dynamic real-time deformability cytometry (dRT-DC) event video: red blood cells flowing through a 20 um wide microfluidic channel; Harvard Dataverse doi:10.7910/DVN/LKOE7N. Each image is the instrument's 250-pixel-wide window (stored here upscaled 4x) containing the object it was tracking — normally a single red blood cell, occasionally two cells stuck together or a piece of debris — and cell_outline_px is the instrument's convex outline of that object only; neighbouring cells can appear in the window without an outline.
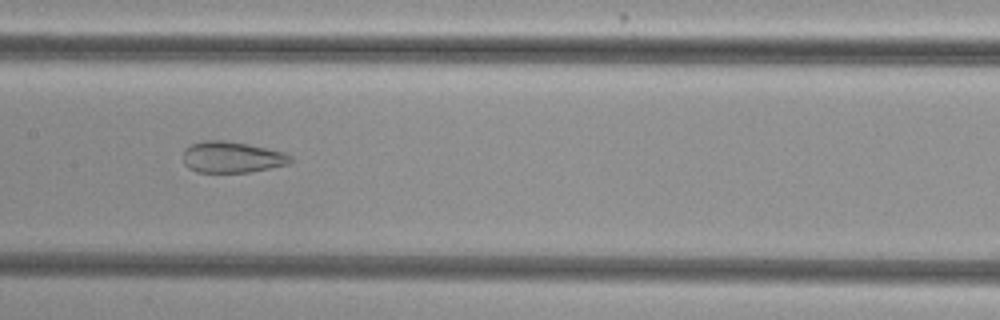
{"species": "common noctule bat (a hibernating species)", "species_latin": "Nyctalus noctula", "temperature_condition": "cold", "stored_images_in_passage": 55, "camera_frame_rate_fps": 3000, "um_per_image_px": 0.085, "animal": {"sex": "female", "body_mass_g": 29.2, "forearm_length_mm": 56.3}, "frame": {"image": 1, "passage_image": 28, "time_ms": 9.0, "image_size_px": [1000, 320], "cell_outline_px": [[292, 160], [288, 164], [248, 172], [196, 172], [188, 168], [184, 164], [184, 148], [192, 144], [204, 140], [224, 140], [248, 144], [268, 148], [284, 152], [292, 156]], "centroid_in_image_um": [19.7, 13.35], "position_along_channel_um": 187.7, "area_um2": 19.54}}
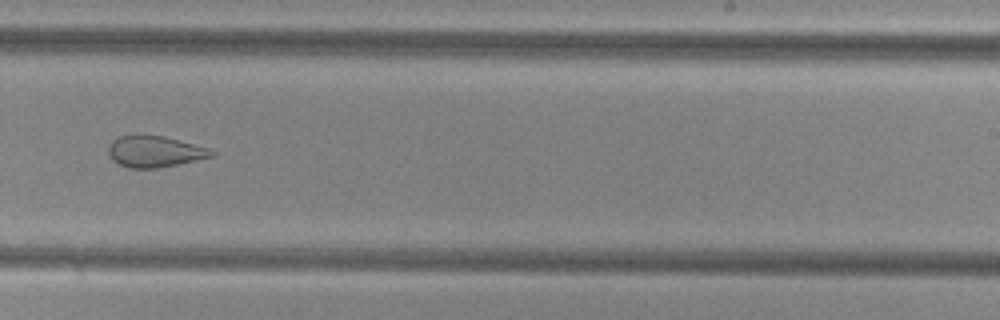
{"frame": {"image": 2, "passage_image": 35, "time_ms": 11.333, "image_size_px": [1000, 320], "cell_outline_px": [[216, 152], [212, 156], [196, 160], [156, 168], [128, 168], [112, 160], [108, 152], [108, 148], [112, 140], [120, 136], [136, 132], [164, 136], [208, 148]], "centroid_in_image_um": [13.09, 12.84], "position_along_channel_um": 275.9, "area_um2": 19.02}}
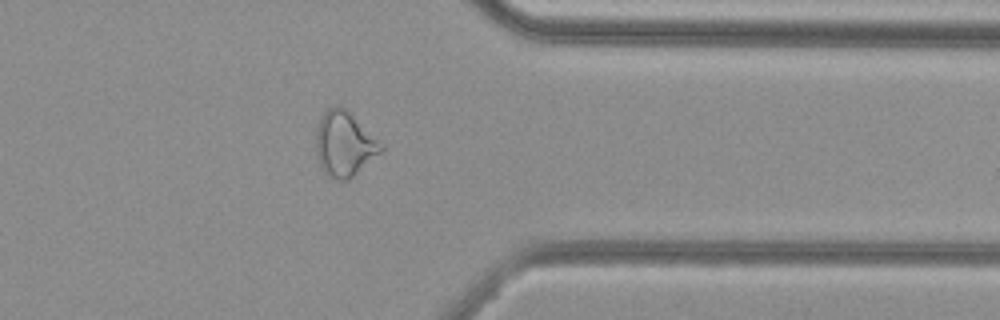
{"frame": {"image": 3, "passage_image": 44, "time_ms": 14.333, "image_size_px": [1000, 320], "cell_outline_px": [[384, 152], [348, 180], [336, 180], [328, 176], [320, 168], [316, 156], [316, 128], [324, 112], [332, 104], [340, 104], [384, 144]], "centroid_in_image_um": [29.28, 12.25], "position_along_channel_um": 382.1, "area_um2": 25.09}, "authors_computed_cell_mechanics": {"area_um2": 27.0504, "velocity_mm_per_s": 3.7903, "shape_relaxation_time_tau1_ms": null, "shape_relaxation_time_tau2_ms": 1.5754, "deformation_change_tau1": null, "deformation_change_tau2": 0.0944}}